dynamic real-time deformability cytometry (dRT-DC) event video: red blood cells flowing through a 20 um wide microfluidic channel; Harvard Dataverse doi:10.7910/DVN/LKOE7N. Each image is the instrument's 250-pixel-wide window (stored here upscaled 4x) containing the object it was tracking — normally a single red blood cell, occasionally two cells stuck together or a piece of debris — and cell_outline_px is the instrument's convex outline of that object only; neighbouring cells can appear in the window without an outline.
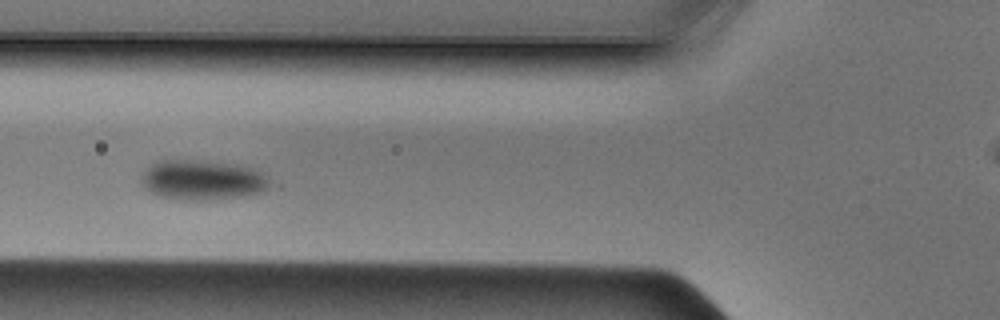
{"species": "Egyptian fruit bat (a non-hibernating species)", "species_latin": "Rousettus aegyptiacus", "temperature_condition": "cold", "stored_images_in_passage": 45, "camera_frame_rate_fps": 3000, "um_per_image_px": 0.085, "animal": {"sex": "male"}, "frame": {"image": 1, "passage_image": 13, "time_ms": 4.0, "image_size_px": [1000, 320], "cell_outline_px": [[268, 188], [260, 192], [244, 196], [208, 200], [180, 200], [160, 196], [144, 188], [140, 184], [140, 176], [144, 168], [156, 160], [204, 160], [240, 164], [260, 168], [268, 176]], "centroid_in_image_um": [17.2, 15.27], "position_along_channel_um": 108.6, "area_um2": 30.81}}
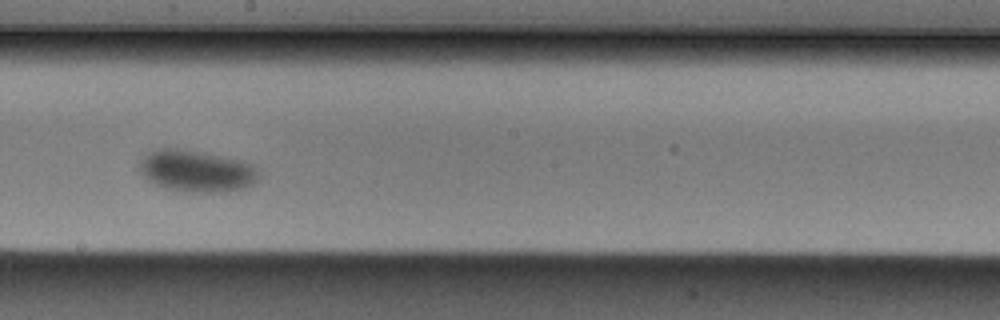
{"frame": {"image": 2, "passage_image": 22, "time_ms": 7.0, "image_size_px": [1000, 320], "cell_outline_px": [[260, 176], [252, 184], [244, 188], [228, 192], [180, 192], [164, 188], [148, 180], [136, 168], [140, 160], [152, 152], [160, 148], [176, 148], [244, 160], [252, 164], [260, 172]], "centroid_in_image_um": [16.72, 14.56], "position_along_channel_um": 231.5, "area_um2": 29.25}}
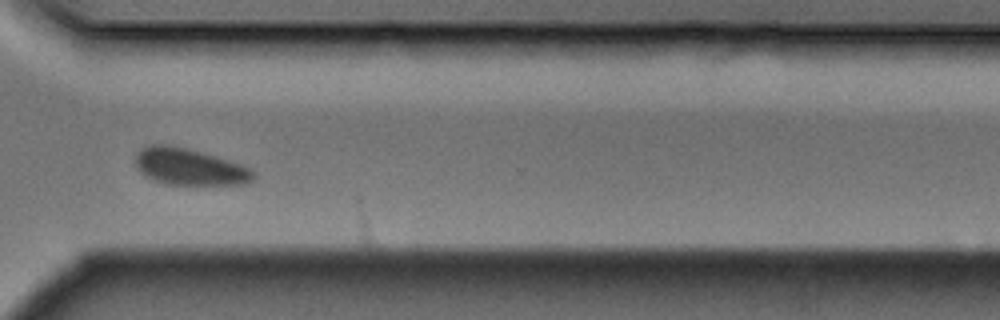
{"frame": {"image": 3, "passage_image": 31, "time_ms": 10.0, "image_size_px": [1000, 320], "cell_outline_px": [[256, 176], [248, 184], [168, 184], [152, 180], [144, 176], [136, 168], [136, 152], [152, 144], [168, 144], [188, 148], [216, 156], [252, 168], [256, 172]], "centroid_in_image_um": [16.11, 14.18], "position_along_channel_um": 354.5, "area_um2": 25.37}}